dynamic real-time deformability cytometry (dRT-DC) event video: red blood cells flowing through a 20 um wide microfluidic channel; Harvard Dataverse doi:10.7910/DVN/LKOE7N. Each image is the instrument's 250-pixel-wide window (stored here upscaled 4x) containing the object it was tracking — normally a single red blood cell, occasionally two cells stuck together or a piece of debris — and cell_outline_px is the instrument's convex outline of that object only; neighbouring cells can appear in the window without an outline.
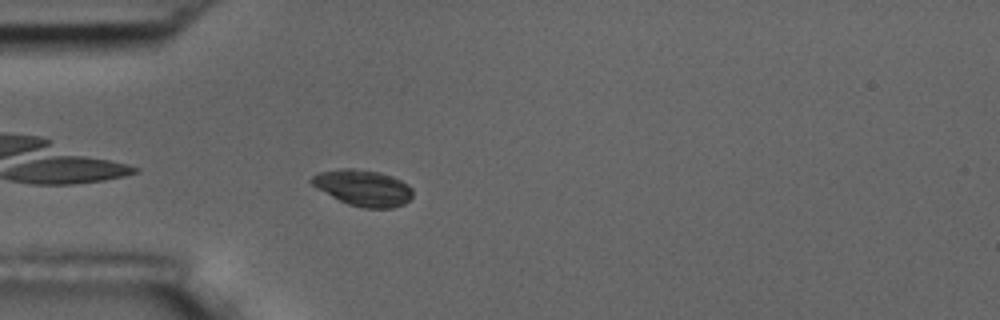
{"species": "common noctule bat (a hibernating species)", "species_latin": "Nyctalus noctula", "temperature_condition": "room temperature", "stored_images_in_passage": 43, "camera_frame_rate_fps": 3000, "um_per_image_px": 0.085, "animal": {"sex": "male", "body_mass_g": 17.5, "forearm_length_mm": 52.3}, "frame": {"image": 1, "passage_image": 3, "time_ms": 0.667, "image_size_px": [1000, 320], "cell_outline_px": [[412, 196], [404, 204], [392, 208], [364, 208], [348, 204], [316, 188], [308, 180], [312, 176], [320, 172], [340, 168], [352, 168], [380, 172], [392, 176], [408, 184], [412, 188]], "centroid_in_image_um": [30.86, 15.96], "position_along_channel_um": 54.1, "area_um2": 21.27}}
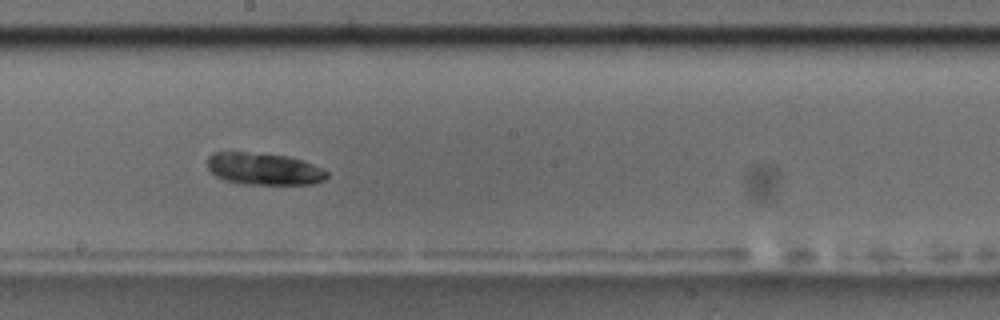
{"frame": {"image": 2, "passage_image": 18, "time_ms": 5.667, "image_size_px": [1000, 320], "cell_outline_px": [[328, 176], [324, 180], [312, 184], [244, 184], [224, 180], [216, 176], [208, 168], [208, 156], [212, 152], [244, 152], [288, 156], [312, 164], [328, 172]], "centroid_in_image_um": [22.41, 14.36], "position_along_channel_um": 225.8, "area_um2": 22.14}}
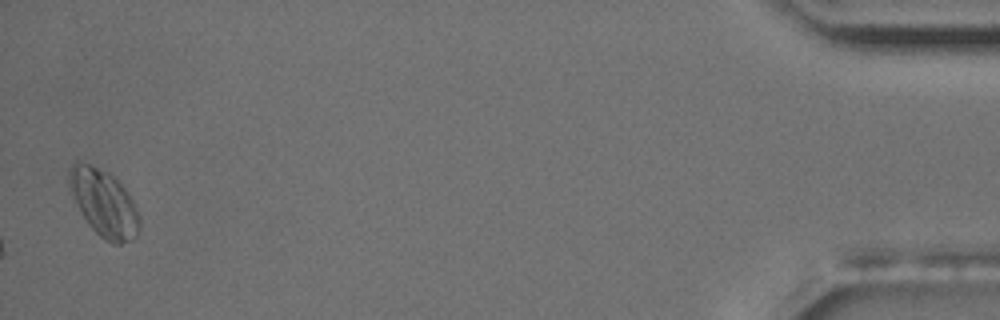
{"frame": {"image": 3, "passage_image": 42, "time_ms": 13.667, "image_size_px": [1000, 320], "cell_outline_px": [[140, 232], [132, 240], [120, 244], [112, 244], [104, 240], [88, 224], [80, 212], [68, 192], [68, 168], [76, 160], [92, 164], [116, 176], [128, 192], [140, 216]], "centroid_in_image_um": [8.8, 17.23], "position_along_channel_um": 426.4, "area_um2": 28.32}, "authors_computed_cell_mechanics": {"area_um2": 22.7154, "velocity_mm_per_s": 3.596, "shape_relaxation_time_tau1_ms": null, "shape_relaxation_time_tau2_ms": 8.2865, "deformation_change_tau1": null, "deformation_change_tau2": 0.0807}}